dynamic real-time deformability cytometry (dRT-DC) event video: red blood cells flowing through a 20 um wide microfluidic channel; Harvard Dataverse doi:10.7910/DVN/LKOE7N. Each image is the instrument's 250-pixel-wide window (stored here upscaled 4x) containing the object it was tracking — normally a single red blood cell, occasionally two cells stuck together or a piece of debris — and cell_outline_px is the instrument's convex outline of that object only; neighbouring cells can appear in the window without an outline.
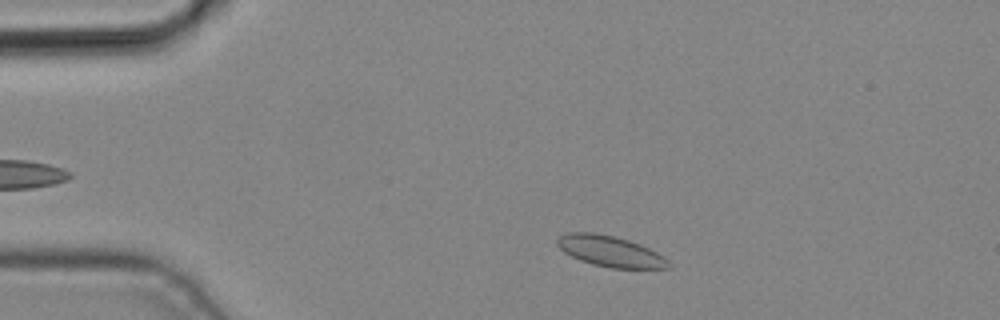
{"species": "common noctule bat (a hibernating species)", "species_latin": "Nyctalus noctula", "temperature_condition": "cold", "stored_images_in_passage": 2, "camera_frame_rate_fps": 3000, "um_per_image_px": 0.085, "animal": {"sex": "male", "body_mass_g": 19.2, "forearm_length_mm": 51.8}, "frame": {"image": 1, "passage_image": 1, "time_ms": 0.0, "image_size_px": [1000, 320], "cell_outline_px": [[672, 264], [668, 268], [612, 268], [592, 264], [580, 260], [564, 252], [556, 244], [556, 240], [560, 236], [568, 232], [596, 232], [628, 240], [640, 244], [664, 256]], "centroid_in_image_um": [51.86, 21.35], "position_along_channel_um": 33.1, "area_um2": 19.94}}